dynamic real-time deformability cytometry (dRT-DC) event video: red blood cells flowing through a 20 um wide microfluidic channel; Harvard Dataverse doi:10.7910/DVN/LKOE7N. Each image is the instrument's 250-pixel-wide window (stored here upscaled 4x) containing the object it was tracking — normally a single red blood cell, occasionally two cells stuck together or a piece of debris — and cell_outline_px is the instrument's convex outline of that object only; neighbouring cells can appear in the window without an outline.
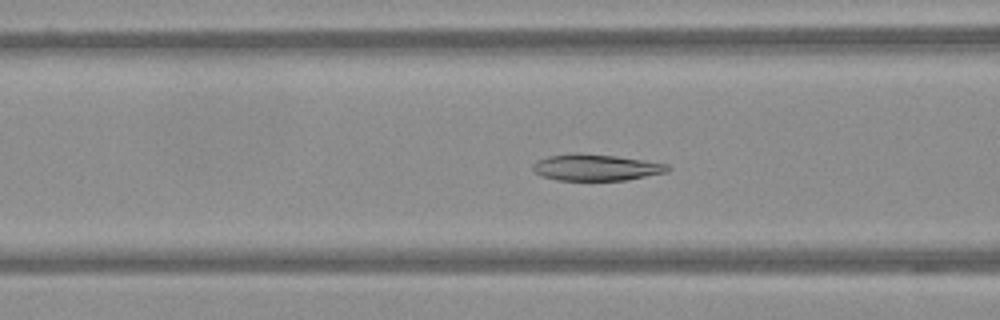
{"species": "Egyptian fruit bat (a non-hibernating species)", "species_latin": "Rousettus aegyptiacus", "temperature_condition": "warm", "stored_images_in_passage": 59, "camera_frame_rate_fps": 3000, "um_per_image_px": 0.085, "frame": {"image": 1, "passage_image": 24, "time_ms": 7.667, "image_size_px": [1000, 320], "cell_outline_px": [[672, 168], [668, 172], [628, 180], [556, 180], [544, 176], [536, 172], [532, 168], [532, 164], [536, 160], [548, 156], [572, 152], [576, 152], [616, 156], [644, 160], [668, 164]], "centroid_in_image_um": [50.68, 14.22], "position_along_channel_um": 115.9, "area_um2": 20.98}}
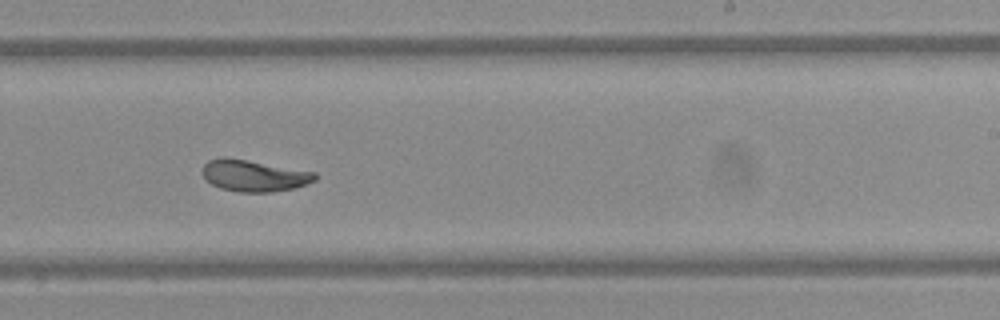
{"frame": {"image": 2, "passage_image": 37, "time_ms": 12.0, "image_size_px": [1000, 320], "cell_outline_px": [[316, 180], [308, 184], [292, 188], [272, 192], [240, 192], [220, 188], [204, 180], [200, 172], [200, 168], [208, 160], [224, 156], [316, 172]], "centroid_in_image_um": [21.52, 14.92], "position_along_channel_um": 267.5, "area_um2": 20.92}}
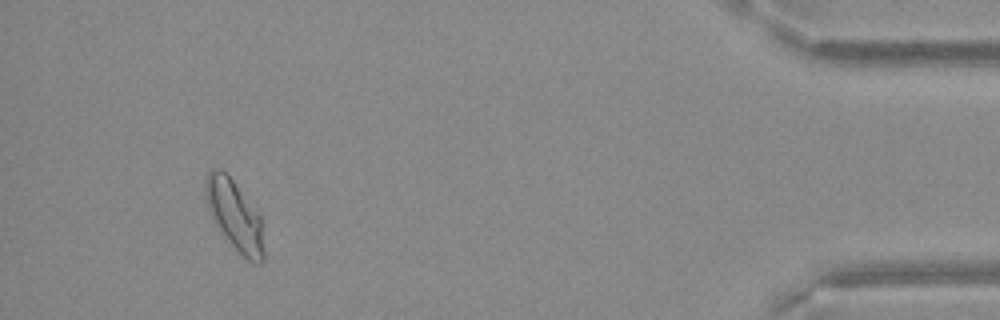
{"frame": {"image": 3, "passage_image": 55, "time_ms": 18.0, "image_size_px": [1000, 320], "cell_outline_px": [[264, 260], [260, 264], [252, 264], [228, 240], [212, 220], [204, 196], [204, 180], [208, 172], [212, 168], [220, 168], [232, 180], [260, 216], [264, 224]], "centroid_in_image_um": [19.95, 18.32], "position_along_channel_um": 415.3, "area_um2": 23.93}}